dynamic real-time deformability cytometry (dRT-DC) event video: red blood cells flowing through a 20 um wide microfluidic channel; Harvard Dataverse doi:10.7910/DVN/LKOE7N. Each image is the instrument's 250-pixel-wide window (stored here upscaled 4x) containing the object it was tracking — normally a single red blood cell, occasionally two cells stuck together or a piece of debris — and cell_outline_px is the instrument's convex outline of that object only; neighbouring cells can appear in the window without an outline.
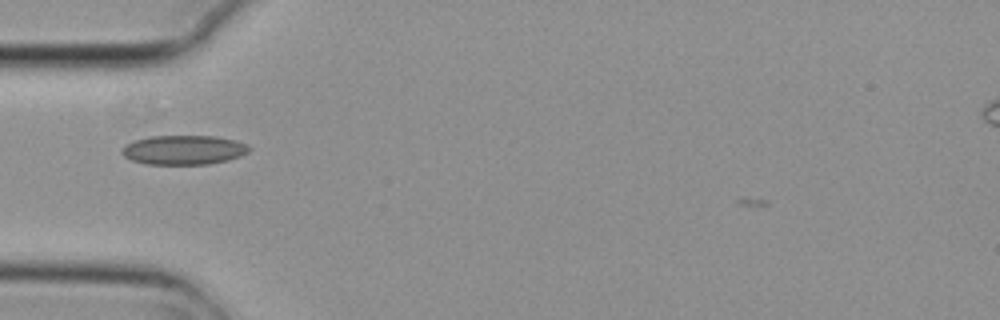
{"species": "common noctule bat (a hibernating species)", "species_latin": "Nyctalus noctula", "temperature_condition": "cold", "stored_images_in_passage": 2, "camera_frame_rate_fps": 3000, "um_per_image_px": 0.085, "animal": {"sex": "female", "body_mass_g": 29.2, "forearm_length_mm": 56.3}, "frame": {"image": 1, "passage_image": 2, "time_ms": 0.333, "image_size_px": [1000, 320], "cell_outline_px": [[252, 148], [248, 152], [240, 156], [228, 160], [208, 164], [144, 164], [132, 160], [124, 156], [120, 152], [120, 148], [124, 144], [132, 140], [148, 136], [216, 136], [236, 140], [248, 144]], "centroid_in_image_um": [15.59, 12.73], "position_along_channel_um": 69.4, "area_um2": 22.14}}